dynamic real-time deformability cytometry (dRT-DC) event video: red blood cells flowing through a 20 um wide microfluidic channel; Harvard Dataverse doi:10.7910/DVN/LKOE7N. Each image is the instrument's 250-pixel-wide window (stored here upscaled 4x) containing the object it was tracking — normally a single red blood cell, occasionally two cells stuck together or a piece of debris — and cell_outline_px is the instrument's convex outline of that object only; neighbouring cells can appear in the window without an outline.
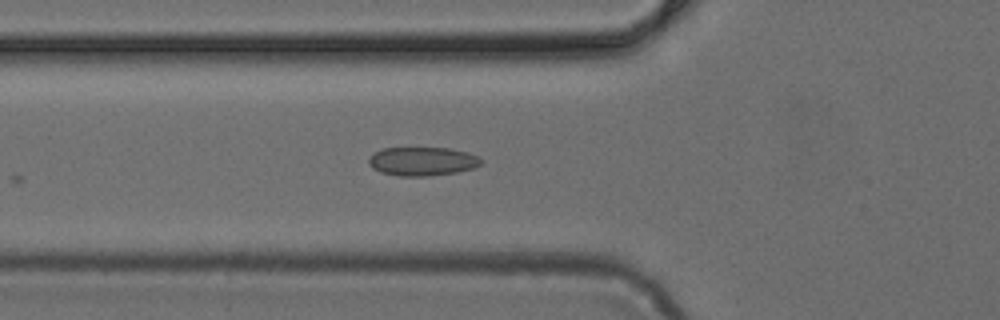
{"species": "common noctule bat (a hibernating species)", "species_latin": "Nyctalus noctula", "temperature_condition": "cold", "stored_images_in_passage": 8, "camera_frame_rate_fps": 3000, "um_per_image_px": 0.085, "animal": {"sex": "female", "body_mass_g": 24.6, "forearm_length_mm": 56.2}, "frame": {"image": 1, "passage_image": 4, "time_ms": 1.0, "image_size_px": [1000, 320], "cell_outline_px": [[484, 160], [480, 164], [472, 168], [456, 172], [428, 176], [400, 176], [380, 172], [372, 168], [368, 164], [368, 156], [380, 148], [448, 148], [468, 152]], "centroid_in_image_um": [35.85, 13.71], "position_along_channel_um": 90.0, "area_um2": 18.9}}
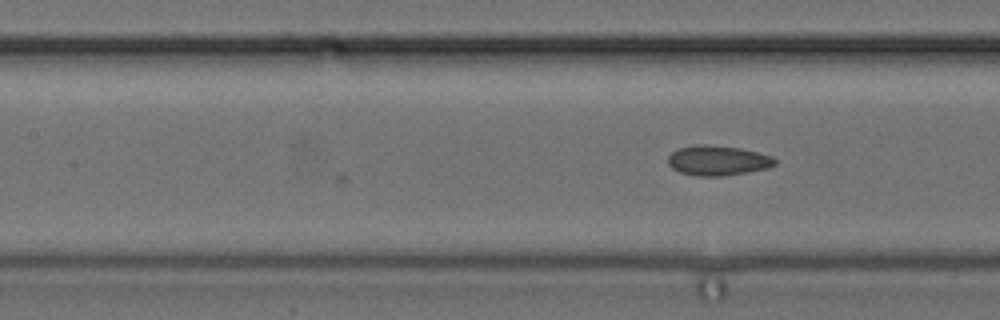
{"frame": {"image": 2, "passage_image": 8, "time_ms": 2.333, "image_size_px": [1000, 320], "cell_outline_px": [[776, 164], [768, 168], [748, 172], [724, 176], [696, 176], [680, 172], [672, 168], [668, 164], [668, 156], [672, 152], [680, 148], [696, 144], [708, 144], [740, 148], [772, 156], [776, 160]], "centroid_in_image_um": [61.0, 13.64], "position_along_channel_um": 146.4, "area_um2": 18.73}}